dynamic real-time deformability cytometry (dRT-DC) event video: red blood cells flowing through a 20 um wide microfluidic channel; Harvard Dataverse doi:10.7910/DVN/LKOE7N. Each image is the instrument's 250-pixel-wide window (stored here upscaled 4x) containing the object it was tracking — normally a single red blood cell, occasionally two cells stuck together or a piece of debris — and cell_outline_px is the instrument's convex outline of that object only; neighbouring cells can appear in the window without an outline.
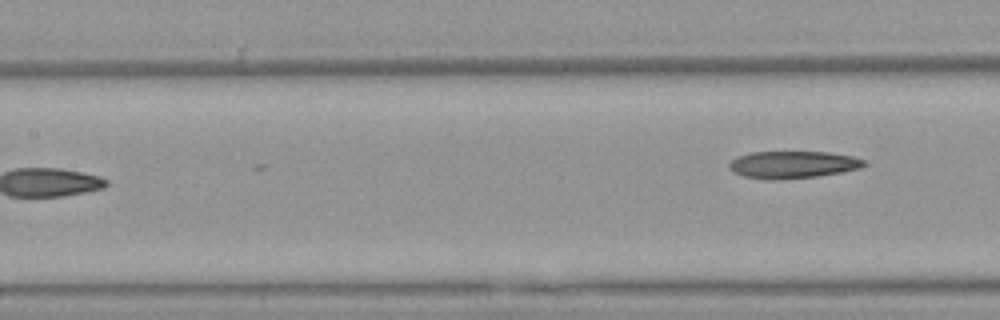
{"species": "Egyptian fruit bat (a non-hibernating species)", "species_latin": "Rousettus aegyptiacus", "temperature_condition": "warm", "stored_images_in_passage": 5, "segment_of_instrument_passage": [2, 2], "camera_frame_rate_fps": 3000, "um_per_image_px": 0.085, "animal": {"sex": "female"}, "frame": {"image": 1, "passage_image": 5, "time_ms": 1.333, "image_size_px": [1000, 320], "cell_outline_px": [[868, 164], [860, 168], [840, 172], [816, 176], [776, 180], [768, 180], [744, 176], [732, 172], [728, 168], [728, 164], [736, 156], [752, 152], [828, 152], [852, 156], [864, 160]], "centroid_in_image_um": [67.35, 13.99], "position_along_channel_um": 140.0, "area_um2": 21.44}}